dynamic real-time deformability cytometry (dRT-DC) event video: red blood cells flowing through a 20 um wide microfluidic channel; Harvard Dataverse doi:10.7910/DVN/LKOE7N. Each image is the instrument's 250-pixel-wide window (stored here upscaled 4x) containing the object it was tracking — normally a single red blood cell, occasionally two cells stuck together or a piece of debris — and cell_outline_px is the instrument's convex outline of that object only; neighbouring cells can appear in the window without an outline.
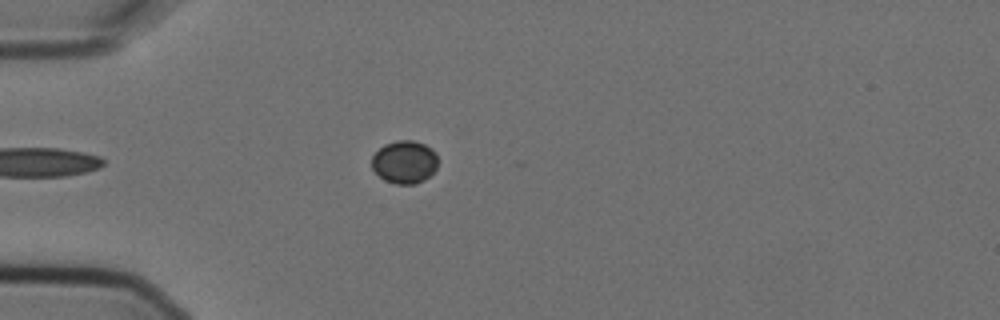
{"species": "Egyptian fruit bat (a non-hibernating species)", "species_latin": "Rousettus aegyptiacus", "temperature_condition": "cold", "stored_images_in_passage": 7, "camera_frame_rate_fps": 3000, "um_per_image_px": 0.085, "animal": {"sex": "female"}, "frame": {"image": 1, "passage_image": 4, "time_ms": 1.0, "image_size_px": [1000, 320], "cell_outline_px": [[436, 168], [424, 180], [416, 184], [396, 184], [384, 180], [372, 168], [372, 156], [384, 144], [400, 140], [412, 140], [424, 144], [432, 148], [436, 152]], "centroid_in_image_um": [34.38, 13.77], "position_along_channel_um": 50.6, "area_um2": 16.42}}
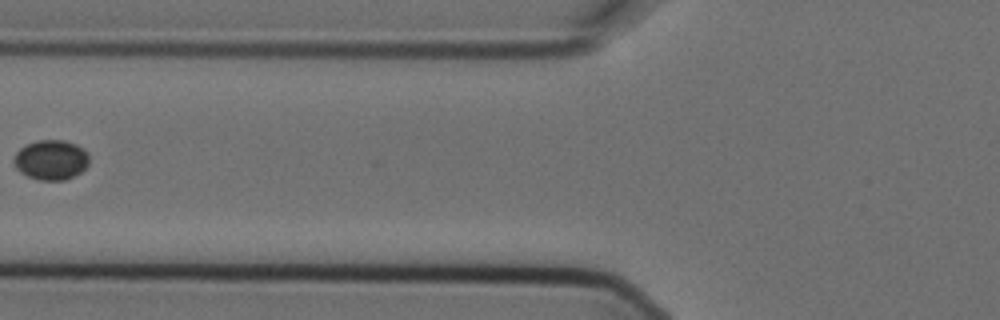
{"frame": {"image": 2, "passage_image": 6, "time_ms": 1.667, "image_size_px": [1000, 320], "cell_outline_px": [[88, 164], [80, 172], [64, 180], [40, 180], [28, 176], [20, 172], [16, 168], [12, 160], [16, 152], [20, 148], [36, 140], [64, 140], [76, 144], [84, 148], [88, 152]], "centroid_in_image_um": [4.33, 13.57], "position_along_channel_um": 121.5, "area_um2": 17.51}}
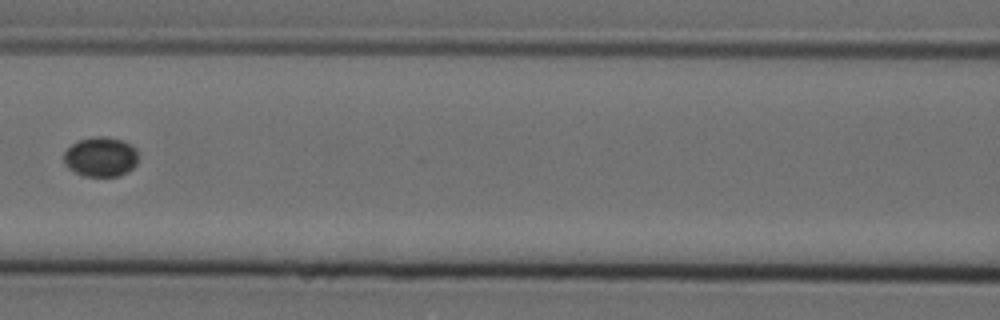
{"frame": {"image": 3, "passage_image": 7, "time_ms": 2.0, "image_size_px": [1000, 320], "cell_outline_px": [[136, 164], [128, 172], [120, 176], [84, 176], [68, 168], [64, 164], [64, 152], [72, 144], [80, 140], [96, 136], [104, 136], [124, 140], [132, 144], [136, 148]], "centroid_in_image_um": [8.57, 13.33], "position_along_channel_um": 158.0, "area_um2": 17.28}}